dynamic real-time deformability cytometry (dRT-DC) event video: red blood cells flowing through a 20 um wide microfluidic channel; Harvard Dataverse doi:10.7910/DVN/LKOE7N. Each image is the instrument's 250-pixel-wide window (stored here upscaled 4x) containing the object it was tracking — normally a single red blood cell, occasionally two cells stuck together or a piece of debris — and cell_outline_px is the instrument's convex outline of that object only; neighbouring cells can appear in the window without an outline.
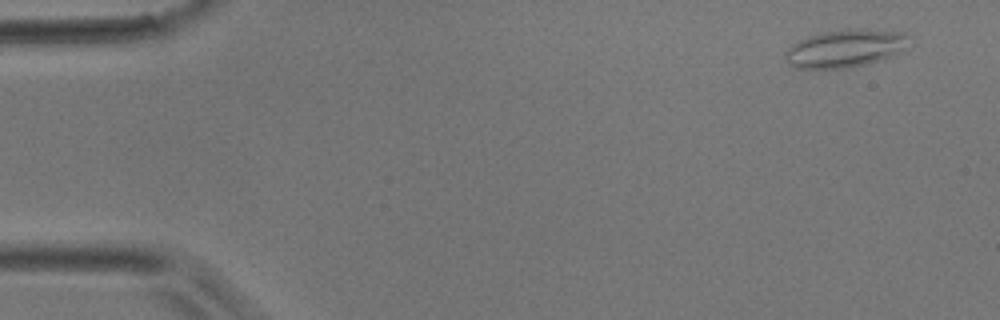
{"species": "common noctule bat (a hibernating species)", "species_latin": "Nyctalus noctula", "temperature_condition": "room temperature", "stored_images_in_passage": 3, "camera_frame_rate_fps": 3000, "um_per_image_px": 0.085, "animal": {"sex": "male", "body_mass_g": 17.9}, "frame": {"image": 1, "passage_image": 1, "time_ms": 0.0, "image_size_px": [1000, 320], "cell_outline_px": [[908, 36], [900, 52], [892, 56], [868, 64], [844, 68], [796, 68], [788, 64], [784, 56], [784, 52], [792, 44], [808, 36], [824, 32], [844, 28], [904, 32]], "centroid_in_image_um": [71.78, 4.12], "position_along_channel_um": 13.2, "area_um2": 26.99}}